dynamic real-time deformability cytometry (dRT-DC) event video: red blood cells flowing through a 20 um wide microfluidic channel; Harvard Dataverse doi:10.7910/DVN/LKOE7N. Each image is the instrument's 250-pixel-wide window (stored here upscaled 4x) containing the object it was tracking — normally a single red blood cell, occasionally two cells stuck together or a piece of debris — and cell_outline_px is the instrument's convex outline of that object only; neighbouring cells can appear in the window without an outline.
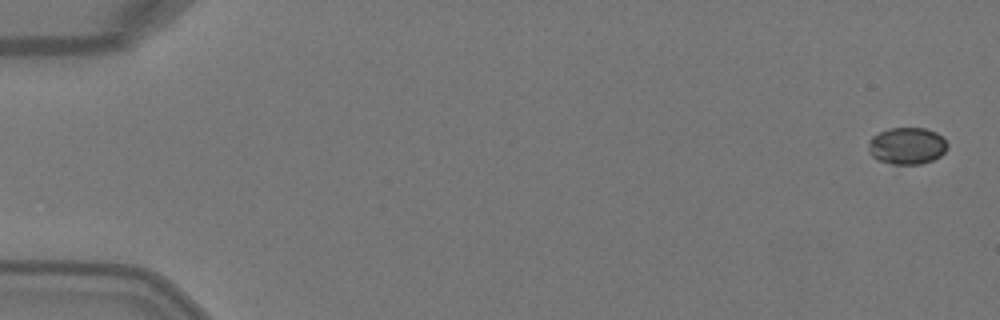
{"species": "Egyptian fruit bat (a non-hibernating species)", "species_latin": "Rousettus aegyptiacus", "temperature_condition": "warm", "stored_images_in_passage": 5, "camera_frame_rate_fps": 3000, "um_per_image_px": 0.085, "animal": {"sex": "female"}, "frame": {"image": 1, "passage_image": 1, "time_ms": 0.0, "image_size_px": [1000, 320], "cell_outline_px": [[948, 148], [940, 156], [932, 160], [920, 164], [892, 164], [876, 160], [868, 152], [868, 140], [872, 136], [888, 128], [924, 128], [936, 132], [948, 144]], "centroid_in_image_um": [77.06, 12.4], "position_along_channel_um": 7.9, "area_um2": 17.11}}
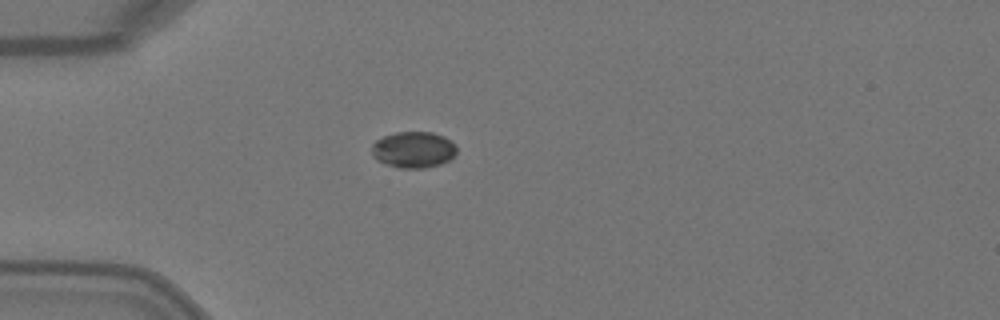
{"frame": {"image": 2, "passage_image": 4, "time_ms": 1.0, "image_size_px": [1000, 320], "cell_outline_px": [[456, 152], [448, 160], [440, 164], [424, 168], [400, 168], [376, 160], [372, 156], [372, 144], [376, 140], [384, 136], [396, 132], [432, 132], [444, 136], [452, 140], [456, 144]], "centroid_in_image_um": [35.14, 12.71], "position_along_channel_um": 49.9, "area_um2": 17.98}}